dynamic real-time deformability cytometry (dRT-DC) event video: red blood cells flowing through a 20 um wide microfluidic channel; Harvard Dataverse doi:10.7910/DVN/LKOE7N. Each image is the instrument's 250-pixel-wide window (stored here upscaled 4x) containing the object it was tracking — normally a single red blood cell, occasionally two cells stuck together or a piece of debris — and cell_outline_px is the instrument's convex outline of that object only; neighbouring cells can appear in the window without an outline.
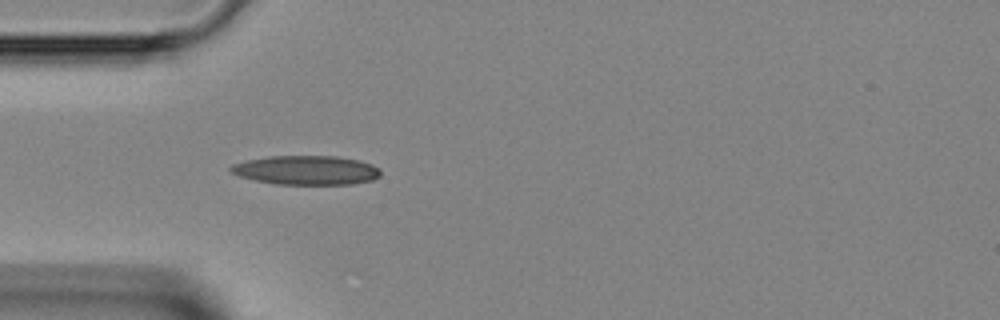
{"species": "Egyptian fruit bat (a non-hibernating species)", "species_latin": "Rousettus aegyptiacus", "temperature_condition": "room temperature", "stored_images_in_passage": 24, "camera_frame_rate_fps": 3000, "um_per_image_px": 0.085, "animal": {"sex": "female"}, "frame": {"image": 1, "passage_image": 1, "time_ms": 0.0, "image_size_px": [1000, 320], "cell_outline_px": [[380, 176], [372, 180], [352, 184], [276, 184], [256, 180], [240, 176], [232, 172], [228, 168], [232, 164], [248, 160], [268, 156], [336, 156], [360, 160], [372, 164], [380, 168]], "centroid_in_image_um": [26.07, 14.46], "position_along_channel_um": 58.9, "area_um2": 25.43}}
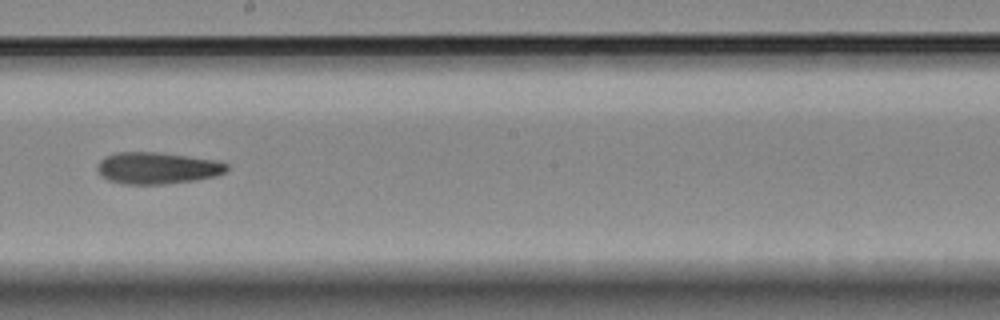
{"frame": {"image": 2, "passage_image": 13, "time_ms": 4.0, "image_size_px": [1000, 320], "cell_outline_px": [[228, 168], [224, 172], [216, 176], [196, 180], [164, 184], [120, 184], [108, 180], [100, 176], [96, 168], [96, 164], [104, 156], [116, 152], [156, 152], [188, 156], [212, 160], [228, 164]], "centroid_in_image_um": [13.29, 14.29], "position_along_channel_um": 234.9, "area_um2": 24.04}}
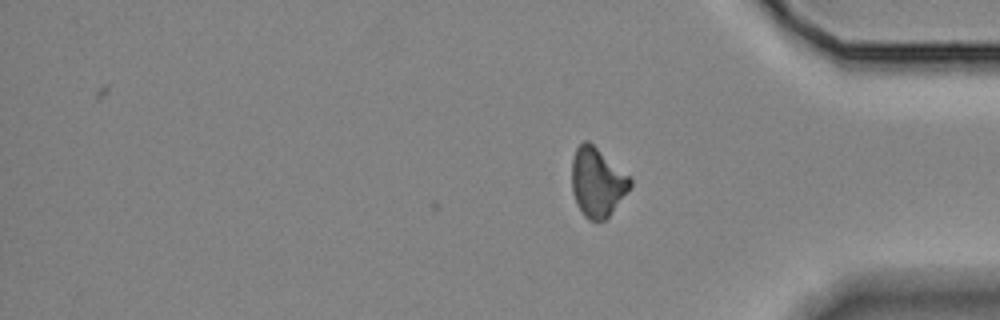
{"frame": {"image": 3, "passage_image": 24, "time_ms": 7.667, "image_size_px": [1000, 320], "cell_outline_px": [[632, 188], [608, 216], [604, 220], [588, 220], [584, 216], [576, 204], [572, 192], [572, 160], [576, 148], [584, 140], [588, 140], [632, 176]], "centroid_in_image_um": [50.8, 15.47], "position_along_channel_um": 384.4, "area_um2": 23.87}}